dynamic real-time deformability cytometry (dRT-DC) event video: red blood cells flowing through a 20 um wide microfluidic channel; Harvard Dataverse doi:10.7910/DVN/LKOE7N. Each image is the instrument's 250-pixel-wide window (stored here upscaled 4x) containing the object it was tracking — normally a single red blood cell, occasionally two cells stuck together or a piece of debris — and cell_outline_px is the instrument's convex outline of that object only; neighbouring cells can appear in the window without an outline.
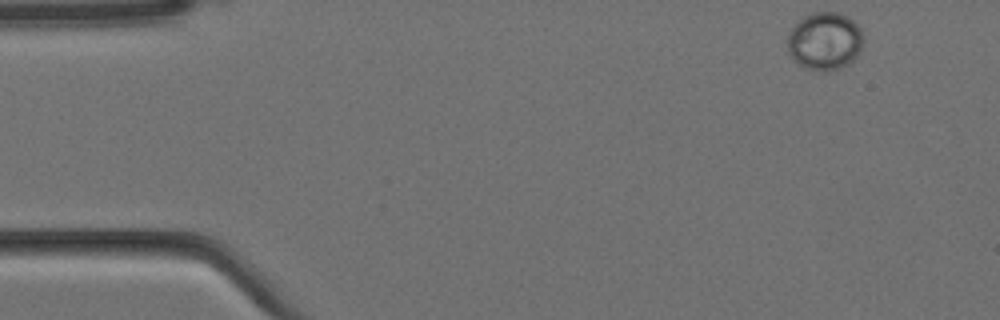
{"species": "Egyptian fruit bat (a non-hibernating species)", "species_latin": "Rousettus aegyptiacus", "temperature_condition": "cold", "stored_images_in_passage": 9, "camera_frame_rate_fps": 3000, "um_per_image_px": 0.085, "animal": {"sex": "female"}, "frame": {"image": 1, "passage_image": 1, "time_ms": 0.0, "image_size_px": [1000, 320], "cell_outline_px": [[864, 40], [860, 52], [848, 64], [840, 68], [828, 72], [824, 72], [808, 68], [792, 60], [788, 52], [788, 36], [792, 28], [804, 16], [812, 12], [840, 12], [848, 16], [860, 28]], "centroid_in_image_um": [70.12, 3.5], "position_along_channel_um": 14.9, "area_um2": 25.66}}
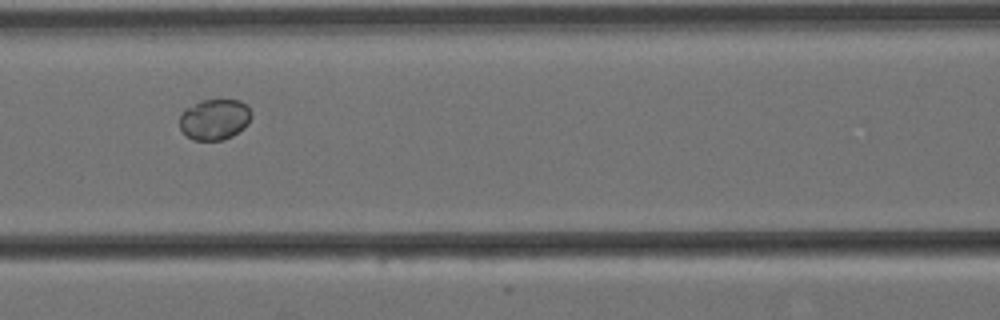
{"frame": {"image": 2, "passage_image": 6, "time_ms": 1.667, "image_size_px": [1000, 320], "cell_outline_px": [[252, 116], [248, 124], [244, 128], [232, 136], [224, 140], [192, 140], [180, 128], [180, 116], [184, 108], [200, 100], [240, 100], [252, 112]], "centroid_in_image_um": [18.24, 10.14], "position_along_channel_um": 148.4, "area_um2": 17.17}}
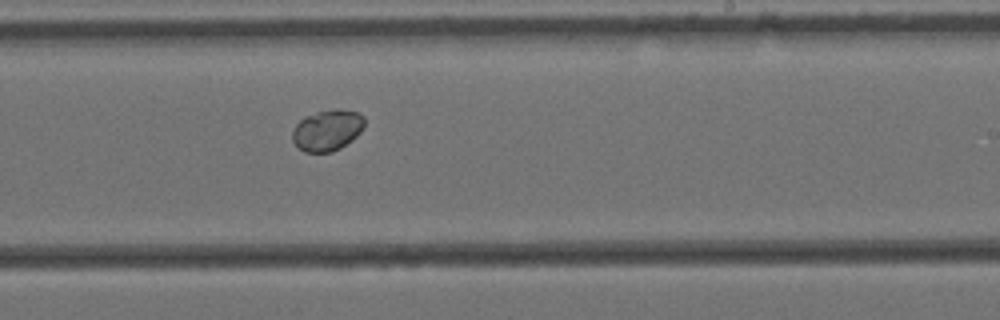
{"frame": {"image": 3, "passage_image": 9, "time_ms": 2.667, "image_size_px": [1000, 320], "cell_outline_px": [[364, 124], [360, 132], [352, 140], [340, 148], [332, 152], [304, 152], [292, 140], [292, 128], [304, 116], [316, 112], [336, 108], [340, 108], [360, 112], [364, 116]], "centroid_in_image_um": [27.82, 11.05], "position_along_channel_um": 261.2, "area_um2": 17.46}}